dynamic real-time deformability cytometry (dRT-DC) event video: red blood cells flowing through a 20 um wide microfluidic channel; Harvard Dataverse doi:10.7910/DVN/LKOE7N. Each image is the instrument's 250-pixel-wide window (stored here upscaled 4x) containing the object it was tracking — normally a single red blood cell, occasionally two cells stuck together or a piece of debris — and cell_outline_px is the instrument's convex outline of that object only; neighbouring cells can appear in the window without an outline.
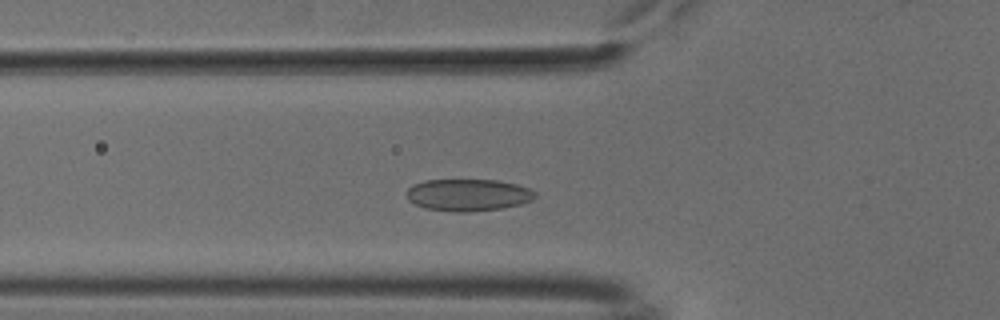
{"species": "common noctule bat (a hibernating species)", "species_latin": "Nyctalus noctula", "temperature_condition": "cold", "stored_images_in_passage": 38, "camera_frame_rate_fps": 3000, "um_per_image_px": 0.085, "animal": {"sex": "male", "body_mass_g": 18.8}, "frame": {"image": 1, "passage_image": 3, "time_ms": 0.667, "image_size_px": [1000, 320], "cell_outline_px": [[536, 196], [532, 200], [520, 204], [504, 208], [468, 212], [452, 212], [424, 208], [408, 200], [408, 188], [412, 184], [424, 180], [496, 180], [516, 184], [528, 188], [536, 192]], "centroid_in_image_um": [39.79, 16.57], "position_along_channel_um": 86.0, "area_um2": 24.04}}
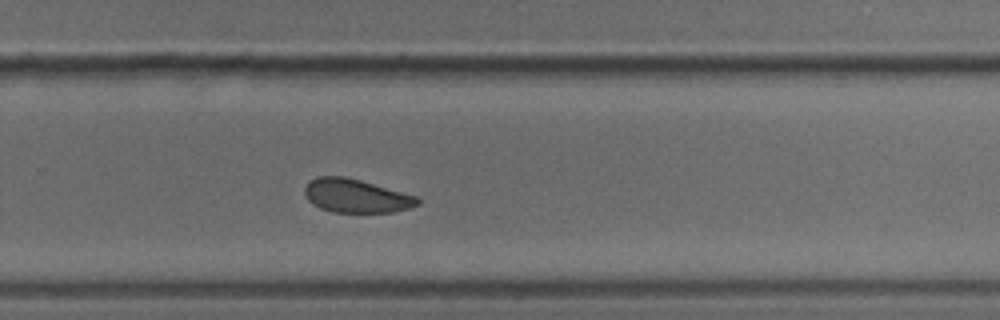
{"frame": {"image": 2, "passage_image": 20, "time_ms": 6.333, "image_size_px": [1000, 320], "cell_outline_px": [[420, 204], [412, 208], [392, 212], [332, 212], [320, 208], [312, 204], [308, 200], [304, 192], [304, 188], [316, 176], [344, 176], [360, 180], [416, 196], [420, 200]], "centroid_in_image_um": [30.27, 16.66], "position_along_channel_um": 299.5, "area_um2": 22.02}}
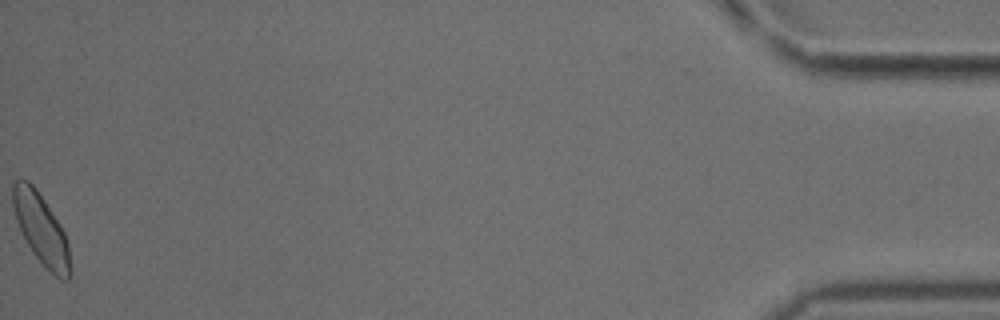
{"frame": {"image": 3, "passage_image": 38, "time_ms": 12.333, "image_size_px": [1000, 320], "cell_outline_px": [[72, 276], [68, 280], [60, 280], [32, 252], [16, 220], [12, 204], [12, 184], [16, 180], [28, 180], [36, 188], [60, 224], [64, 232], [68, 244], [72, 268]], "centroid_in_image_um": [3.52, 19.48], "position_along_channel_um": 431.7, "area_um2": 23.35}, "authors_computed_cell_mechanics": {"area_um2": 22.8888, "velocity_mm_per_s": 3.7599, "shape_relaxation_time_tau1_ms": 10.9997, "shape_relaxation_time_tau2_ms": 5.2264, "deformation_change_tau1": 0.1174, "deformation_change_tau2": 0.0799}}